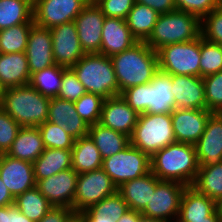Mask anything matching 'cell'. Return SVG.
<instances>
[{"label":"cell","mask_w":222,"mask_h":222,"mask_svg":"<svg viewBox=\"0 0 222 222\" xmlns=\"http://www.w3.org/2000/svg\"><path fill=\"white\" fill-rule=\"evenodd\" d=\"M73 212L72 208L52 207L38 222H65Z\"/></svg>","instance_id":"c3c4849f"},{"label":"cell","mask_w":222,"mask_h":222,"mask_svg":"<svg viewBox=\"0 0 222 222\" xmlns=\"http://www.w3.org/2000/svg\"><path fill=\"white\" fill-rule=\"evenodd\" d=\"M142 217L141 212L129 209L117 222H141Z\"/></svg>","instance_id":"f907efd6"},{"label":"cell","mask_w":222,"mask_h":222,"mask_svg":"<svg viewBox=\"0 0 222 222\" xmlns=\"http://www.w3.org/2000/svg\"><path fill=\"white\" fill-rule=\"evenodd\" d=\"M200 77L204 78L222 71V46L200 35Z\"/></svg>","instance_id":"74e56055"},{"label":"cell","mask_w":222,"mask_h":222,"mask_svg":"<svg viewBox=\"0 0 222 222\" xmlns=\"http://www.w3.org/2000/svg\"><path fill=\"white\" fill-rule=\"evenodd\" d=\"M141 222H163L162 220L158 219H153V218H147V217H142Z\"/></svg>","instance_id":"6f0895ef"},{"label":"cell","mask_w":222,"mask_h":222,"mask_svg":"<svg viewBox=\"0 0 222 222\" xmlns=\"http://www.w3.org/2000/svg\"><path fill=\"white\" fill-rule=\"evenodd\" d=\"M156 52L160 71L200 77V36L189 42L165 45Z\"/></svg>","instance_id":"ba28073f"},{"label":"cell","mask_w":222,"mask_h":222,"mask_svg":"<svg viewBox=\"0 0 222 222\" xmlns=\"http://www.w3.org/2000/svg\"><path fill=\"white\" fill-rule=\"evenodd\" d=\"M185 188L181 183L161 180L141 214L163 222H176Z\"/></svg>","instance_id":"8fae6325"},{"label":"cell","mask_w":222,"mask_h":222,"mask_svg":"<svg viewBox=\"0 0 222 222\" xmlns=\"http://www.w3.org/2000/svg\"><path fill=\"white\" fill-rule=\"evenodd\" d=\"M106 17L121 18L126 20L135 0H99L96 3Z\"/></svg>","instance_id":"bcb514c9"},{"label":"cell","mask_w":222,"mask_h":222,"mask_svg":"<svg viewBox=\"0 0 222 222\" xmlns=\"http://www.w3.org/2000/svg\"><path fill=\"white\" fill-rule=\"evenodd\" d=\"M52 50L56 65L71 68L84 55L74 21L63 23L50 29Z\"/></svg>","instance_id":"4fadbf2b"},{"label":"cell","mask_w":222,"mask_h":222,"mask_svg":"<svg viewBox=\"0 0 222 222\" xmlns=\"http://www.w3.org/2000/svg\"><path fill=\"white\" fill-rule=\"evenodd\" d=\"M177 10L197 16L200 20L216 9L222 0H174Z\"/></svg>","instance_id":"f6af8a7d"},{"label":"cell","mask_w":222,"mask_h":222,"mask_svg":"<svg viewBox=\"0 0 222 222\" xmlns=\"http://www.w3.org/2000/svg\"><path fill=\"white\" fill-rule=\"evenodd\" d=\"M33 167L36 182L72 168L71 149L45 148L44 152L33 162Z\"/></svg>","instance_id":"83f0119b"},{"label":"cell","mask_w":222,"mask_h":222,"mask_svg":"<svg viewBox=\"0 0 222 222\" xmlns=\"http://www.w3.org/2000/svg\"><path fill=\"white\" fill-rule=\"evenodd\" d=\"M171 80L176 108L207 109L202 77L171 75Z\"/></svg>","instance_id":"44dd1931"},{"label":"cell","mask_w":222,"mask_h":222,"mask_svg":"<svg viewBox=\"0 0 222 222\" xmlns=\"http://www.w3.org/2000/svg\"><path fill=\"white\" fill-rule=\"evenodd\" d=\"M138 115L127 101L118 95L104 100L99 123L130 137L137 123Z\"/></svg>","instance_id":"ffe728a7"},{"label":"cell","mask_w":222,"mask_h":222,"mask_svg":"<svg viewBox=\"0 0 222 222\" xmlns=\"http://www.w3.org/2000/svg\"><path fill=\"white\" fill-rule=\"evenodd\" d=\"M21 126L0 107V151L7 153Z\"/></svg>","instance_id":"ee69618b"},{"label":"cell","mask_w":222,"mask_h":222,"mask_svg":"<svg viewBox=\"0 0 222 222\" xmlns=\"http://www.w3.org/2000/svg\"><path fill=\"white\" fill-rule=\"evenodd\" d=\"M66 69L55 64L32 74L29 84L44 96L57 97L61 88L62 74Z\"/></svg>","instance_id":"d590c367"},{"label":"cell","mask_w":222,"mask_h":222,"mask_svg":"<svg viewBox=\"0 0 222 222\" xmlns=\"http://www.w3.org/2000/svg\"><path fill=\"white\" fill-rule=\"evenodd\" d=\"M78 173L69 168L36 182V187L53 207L71 208L76 192Z\"/></svg>","instance_id":"5bb4252c"},{"label":"cell","mask_w":222,"mask_h":222,"mask_svg":"<svg viewBox=\"0 0 222 222\" xmlns=\"http://www.w3.org/2000/svg\"><path fill=\"white\" fill-rule=\"evenodd\" d=\"M176 222H222L220 215L215 210L210 216L206 217V220L200 221H176Z\"/></svg>","instance_id":"db71d44e"},{"label":"cell","mask_w":222,"mask_h":222,"mask_svg":"<svg viewBox=\"0 0 222 222\" xmlns=\"http://www.w3.org/2000/svg\"><path fill=\"white\" fill-rule=\"evenodd\" d=\"M34 24L51 29L74 21L88 4L86 0H32Z\"/></svg>","instance_id":"7c38bea8"},{"label":"cell","mask_w":222,"mask_h":222,"mask_svg":"<svg viewBox=\"0 0 222 222\" xmlns=\"http://www.w3.org/2000/svg\"><path fill=\"white\" fill-rule=\"evenodd\" d=\"M191 187L215 202L218 201L222 197V162L199 166Z\"/></svg>","instance_id":"836d02e7"},{"label":"cell","mask_w":222,"mask_h":222,"mask_svg":"<svg viewBox=\"0 0 222 222\" xmlns=\"http://www.w3.org/2000/svg\"><path fill=\"white\" fill-rule=\"evenodd\" d=\"M216 210H217V212L220 215L221 220H222V197L218 201H216Z\"/></svg>","instance_id":"9f6ffc18"},{"label":"cell","mask_w":222,"mask_h":222,"mask_svg":"<svg viewBox=\"0 0 222 222\" xmlns=\"http://www.w3.org/2000/svg\"><path fill=\"white\" fill-rule=\"evenodd\" d=\"M207 110L222 113V71L203 78Z\"/></svg>","instance_id":"60d3db41"},{"label":"cell","mask_w":222,"mask_h":222,"mask_svg":"<svg viewBox=\"0 0 222 222\" xmlns=\"http://www.w3.org/2000/svg\"><path fill=\"white\" fill-rule=\"evenodd\" d=\"M47 121L62 127L74 139L88 135L89 125L77 113L73 101L50 98Z\"/></svg>","instance_id":"7402d4cb"},{"label":"cell","mask_w":222,"mask_h":222,"mask_svg":"<svg viewBox=\"0 0 222 222\" xmlns=\"http://www.w3.org/2000/svg\"><path fill=\"white\" fill-rule=\"evenodd\" d=\"M38 129L45 148L72 149L75 139L62 127L46 121Z\"/></svg>","instance_id":"f35d334b"},{"label":"cell","mask_w":222,"mask_h":222,"mask_svg":"<svg viewBox=\"0 0 222 222\" xmlns=\"http://www.w3.org/2000/svg\"><path fill=\"white\" fill-rule=\"evenodd\" d=\"M0 222H12V205L0 207Z\"/></svg>","instance_id":"f5cc1de1"},{"label":"cell","mask_w":222,"mask_h":222,"mask_svg":"<svg viewBox=\"0 0 222 222\" xmlns=\"http://www.w3.org/2000/svg\"><path fill=\"white\" fill-rule=\"evenodd\" d=\"M25 53L31 75L55 65L50 29L34 24L28 35Z\"/></svg>","instance_id":"d6986e66"},{"label":"cell","mask_w":222,"mask_h":222,"mask_svg":"<svg viewBox=\"0 0 222 222\" xmlns=\"http://www.w3.org/2000/svg\"><path fill=\"white\" fill-rule=\"evenodd\" d=\"M50 98L30 84L2 90L0 107L21 127H38L48 119Z\"/></svg>","instance_id":"3957f363"},{"label":"cell","mask_w":222,"mask_h":222,"mask_svg":"<svg viewBox=\"0 0 222 222\" xmlns=\"http://www.w3.org/2000/svg\"><path fill=\"white\" fill-rule=\"evenodd\" d=\"M31 74L26 53H1L0 87L3 89L28 85Z\"/></svg>","instance_id":"d4e9b609"},{"label":"cell","mask_w":222,"mask_h":222,"mask_svg":"<svg viewBox=\"0 0 222 222\" xmlns=\"http://www.w3.org/2000/svg\"><path fill=\"white\" fill-rule=\"evenodd\" d=\"M65 222H85V218L81 212H73Z\"/></svg>","instance_id":"11a10c76"},{"label":"cell","mask_w":222,"mask_h":222,"mask_svg":"<svg viewBox=\"0 0 222 222\" xmlns=\"http://www.w3.org/2000/svg\"><path fill=\"white\" fill-rule=\"evenodd\" d=\"M117 191L118 187L102 168L78 174L71 208L74 212H81Z\"/></svg>","instance_id":"30bf717a"},{"label":"cell","mask_w":222,"mask_h":222,"mask_svg":"<svg viewBox=\"0 0 222 222\" xmlns=\"http://www.w3.org/2000/svg\"><path fill=\"white\" fill-rule=\"evenodd\" d=\"M102 169L117 187L150 171V157L129 144L122 151L102 161Z\"/></svg>","instance_id":"9c48e42d"},{"label":"cell","mask_w":222,"mask_h":222,"mask_svg":"<svg viewBox=\"0 0 222 222\" xmlns=\"http://www.w3.org/2000/svg\"><path fill=\"white\" fill-rule=\"evenodd\" d=\"M14 204L34 222H38L53 207L36 186L18 195Z\"/></svg>","instance_id":"e575fe53"},{"label":"cell","mask_w":222,"mask_h":222,"mask_svg":"<svg viewBox=\"0 0 222 222\" xmlns=\"http://www.w3.org/2000/svg\"><path fill=\"white\" fill-rule=\"evenodd\" d=\"M128 210V204L117 191L81 211V213L85 218V222H117Z\"/></svg>","instance_id":"f1b7e54d"},{"label":"cell","mask_w":222,"mask_h":222,"mask_svg":"<svg viewBox=\"0 0 222 222\" xmlns=\"http://www.w3.org/2000/svg\"><path fill=\"white\" fill-rule=\"evenodd\" d=\"M34 24H19L0 30L1 53L26 52L28 35Z\"/></svg>","instance_id":"8d00e7d4"},{"label":"cell","mask_w":222,"mask_h":222,"mask_svg":"<svg viewBox=\"0 0 222 222\" xmlns=\"http://www.w3.org/2000/svg\"><path fill=\"white\" fill-rule=\"evenodd\" d=\"M88 135L100 151L102 159L122 151L130 144L129 136L104 127L100 123L90 125Z\"/></svg>","instance_id":"f546056e"},{"label":"cell","mask_w":222,"mask_h":222,"mask_svg":"<svg viewBox=\"0 0 222 222\" xmlns=\"http://www.w3.org/2000/svg\"><path fill=\"white\" fill-rule=\"evenodd\" d=\"M106 16L96 3H88L74 23L82 50L101 53L102 27Z\"/></svg>","instance_id":"9a60e30c"},{"label":"cell","mask_w":222,"mask_h":222,"mask_svg":"<svg viewBox=\"0 0 222 222\" xmlns=\"http://www.w3.org/2000/svg\"><path fill=\"white\" fill-rule=\"evenodd\" d=\"M12 222H34L26 217L20 210L15 206L12 205Z\"/></svg>","instance_id":"816d5d0a"},{"label":"cell","mask_w":222,"mask_h":222,"mask_svg":"<svg viewBox=\"0 0 222 222\" xmlns=\"http://www.w3.org/2000/svg\"><path fill=\"white\" fill-rule=\"evenodd\" d=\"M135 2L152 8L159 15L177 10L174 0H135Z\"/></svg>","instance_id":"7dc6e473"},{"label":"cell","mask_w":222,"mask_h":222,"mask_svg":"<svg viewBox=\"0 0 222 222\" xmlns=\"http://www.w3.org/2000/svg\"><path fill=\"white\" fill-rule=\"evenodd\" d=\"M212 114L207 109L175 108L171 113L176 142L195 144L204 132L206 122Z\"/></svg>","instance_id":"e0dca14e"},{"label":"cell","mask_w":222,"mask_h":222,"mask_svg":"<svg viewBox=\"0 0 222 222\" xmlns=\"http://www.w3.org/2000/svg\"><path fill=\"white\" fill-rule=\"evenodd\" d=\"M161 180L151 171L147 174L123 183L118 192L129 206V209L142 212L147 206L156 185Z\"/></svg>","instance_id":"cb8c5ba5"},{"label":"cell","mask_w":222,"mask_h":222,"mask_svg":"<svg viewBox=\"0 0 222 222\" xmlns=\"http://www.w3.org/2000/svg\"><path fill=\"white\" fill-rule=\"evenodd\" d=\"M137 42L128 28L126 20L105 18L102 27L101 54L111 57L131 48Z\"/></svg>","instance_id":"603a6c76"},{"label":"cell","mask_w":222,"mask_h":222,"mask_svg":"<svg viewBox=\"0 0 222 222\" xmlns=\"http://www.w3.org/2000/svg\"><path fill=\"white\" fill-rule=\"evenodd\" d=\"M34 24L32 0H0V30Z\"/></svg>","instance_id":"1f68e13d"},{"label":"cell","mask_w":222,"mask_h":222,"mask_svg":"<svg viewBox=\"0 0 222 222\" xmlns=\"http://www.w3.org/2000/svg\"><path fill=\"white\" fill-rule=\"evenodd\" d=\"M104 98L93 93H85L74 102L77 113L90 126L99 123Z\"/></svg>","instance_id":"ab89813d"},{"label":"cell","mask_w":222,"mask_h":222,"mask_svg":"<svg viewBox=\"0 0 222 222\" xmlns=\"http://www.w3.org/2000/svg\"><path fill=\"white\" fill-rule=\"evenodd\" d=\"M15 198L12 196L9 189L6 187L4 182L0 177V207H5L8 205H13Z\"/></svg>","instance_id":"681fc988"},{"label":"cell","mask_w":222,"mask_h":222,"mask_svg":"<svg viewBox=\"0 0 222 222\" xmlns=\"http://www.w3.org/2000/svg\"><path fill=\"white\" fill-rule=\"evenodd\" d=\"M172 87L171 75L158 70L149 83L129 87L121 96L138 114H169L176 108Z\"/></svg>","instance_id":"277c9868"},{"label":"cell","mask_w":222,"mask_h":222,"mask_svg":"<svg viewBox=\"0 0 222 222\" xmlns=\"http://www.w3.org/2000/svg\"><path fill=\"white\" fill-rule=\"evenodd\" d=\"M88 3H97L99 0H86Z\"/></svg>","instance_id":"680465c9"},{"label":"cell","mask_w":222,"mask_h":222,"mask_svg":"<svg viewBox=\"0 0 222 222\" xmlns=\"http://www.w3.org/2000/svg\"><path fill=\"white\" fill-rule=\"evenodd\" d=\"M0 177L14 198L36 186L33 163L6 153L0 158Z\"/></svg>","instance_id":"2e32d148"},{"label":"cell","mask_w":222,"mask_h":222,"mask_svg":"<svg viewBox=\"0 0 222 222\" xmlns=\"http://www.w3.org/2000/svg\"><path fill=\"white\" fill-rule=\"evenodd\" d=\"M85 93V88L77 79L75 73L67 68L62 74L61 88L57 97L75 102Z\"/></svg>","instance_id":"7bdbcfd3"},{"label":"cell","mask_w":222,"mask_h":222,"mask_svg":"<svg viewBox=\"0 0 222 222\" xmlns=\"http://www.w3.org/2000/svg\"><path fill=\"white\" fill-rule=\"evenodd\" d=\"M118 82V95L129 87L149 83L159 70L157 52L145 41L110 57Z\"/></svg>","instance_id":"6da1fadb"},{"label":"cell","mask_w":222,"mask_h":222,"mask_svg":"<svg viewBox=\"0 0 222 222\" xmlns=\"http://www.w3.org/2000/svg\"><path fill=\"white\" fill-rule=\"evenodd\" d=\"M216 210V202L205 194L186 186L183 191L179 214L176 221L206 220Z\"/></svg>","instance_id":"484cf974"},{"label":"cell","mask_w":222,"mask_h":222,"mask_svg":"<svg viewBox=\"0 0 222 222\" xmlns=\"http://www.w3.org/2000/svg\"><path fill=\"white\" fill-rule=\"evenodd\" d=\"M199 170L195 146L174 142L150 157V171L162 181L191 186Z\"/></svg>","instance_id":"7a4b0ae2"},{"label":"cell","mask_w":222,"mask_h":222,"mask_svg":"<svg viewBox=\"0 0 222 222\" xmlns=\"http://www.w3.org/2000/svg\"><path fill=\"white\" fill-rule=\"evenodd\" d=\"M199 166L222 162V113H212L194 144Z\"/></svg>","instance_id":"ac0fdd59"},{"label":"cell","mask_w":222,"mask_h":222,"mask_svg":"<svg viewBox=\"0 0 222 222\" xmlns=\"http://www.w3.org/2000/svg\"><path fill=\"white\" fill-rule=\"evenodd\" d=\"M45 150L38 127H21L7 155L33 163Z\"/></svg>","instance_id":"4316f807"},{"label":"cell","mask_w":222,"mask_h":222,"mask_svg":"<svg viewBox=\"0 0 222 222\" xmlns=\"http://www.w3.org/2000/svg\"><path fill=\"white\" fill-rule=\"evenodd\" d=\"M129 139L132 146L146 153L149 157L167 145L176 142L171 113L139 114Z\"/></svg>","instance_id":"52a82bcc"},{"label":"cell","mask_w":222,"mask_h":222,"mask_svg":"<svg viewBox=\"0 0 222 222\" xmlns=\"http://www.w3.org/2000/svg\"><path fill=\"white\" fill-rule=\"evenodd\" d=\"M71 152L72 168L78 174L102 168L100 151L89 135L75 139Z\"/></svg>","instance_id":"4dcf8cb0"},{"label":"cell","mask_w":222,"mask_h":222,"mask_svg":"<svg viewBox=\"0 0 222 222\" xmlns=\"http://www.w3.org/2000/svg\"><path fill=\"white\" fill-rule=\"evenodd\" d=\"M201 37L222 44V3L201 20Z\"/></svg>","instance_id":"b9f144b4"},{"label":"cell","mask_w":222,"mask_h":222,"mask_svg":"<svg viewBox=\"0 0 222 222\" xmlns=\"http://www.w3.org/2000/svg\"><path fill=\"white\" fill-rule=\"evenodd\" d=\"M201 35L200 19L187 12L175 10L160 14L146 44L157 51L161 47L181 42H189Z\"/></svg>","instance_id":"8992f818"},{"label":"cell","mask_w":222,"mask_h":222,"mask_svg":"<svg viewBox=\"0 0 222 222\" xmlns=\"http://www.w3.org/2000/svg\"><path fill=\"white\" fill-rule=\"evenodd\" d=\"M158 17L159 14L152 8L135 2L128 13L126 22L137 41H146L152 34Z\"/></svg>","instance_id":"d6a6232c"},{"label":"cell","mask_w":222,"mask_h":222,"mask_svg":"<svg viewBox=\"0 0 222 222\" xmlns=\"http://www.w3.org/2000/svg\"><path fill=\"white\" fill-rule=\"evenodd\" d=\"M70 69L86 93L97 94L104 99L118 96V82L110 57L101 53H86Z\"/></svg>","instance_id":"5b68a950"}]
</instances>
